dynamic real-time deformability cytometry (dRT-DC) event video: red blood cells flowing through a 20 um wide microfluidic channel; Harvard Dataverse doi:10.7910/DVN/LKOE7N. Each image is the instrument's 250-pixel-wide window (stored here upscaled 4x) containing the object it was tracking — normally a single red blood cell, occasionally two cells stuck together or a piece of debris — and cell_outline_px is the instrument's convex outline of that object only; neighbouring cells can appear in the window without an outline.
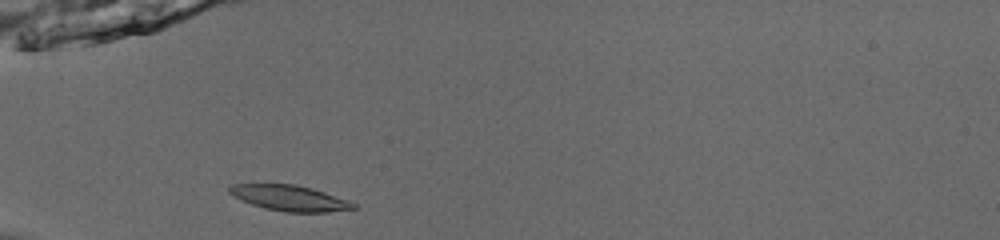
{"species": "common noctule bat (a hibernating species)", "species_latin": "Nyctalus noctula", "temperature_condition": "room temperature", "stored_images_in_passage": 35, "camera_frame_rate_fps": 3000, "um_per_image_px": 0.085, "animal": {"sex": "male", "body_mass_g": 13.0, "forearm_length_mm": 53.1}, "frame": {"image": 1, "passage_image": 1, "time_ms": 0.0, "image_size_px": [1000, 240], "cell_outline_px": [[356, 208], [328, 212], [284, 212], [264, 208], [252, 204], [228, 192], [228, 188], [232, 184], [296, 184], [312, 188], [348, 200], [356, 204]], "centroid_in_image_um": [24.64, 16.83], "position_along_channel_um": 60.4, "area_um2": 18.32}}
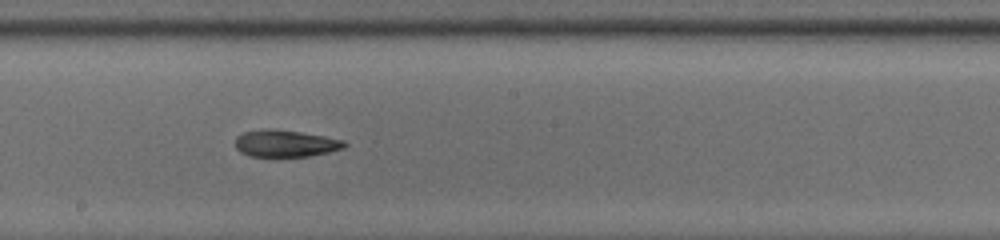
{"frame": {"image": 2, "passage_image": 14, "time_ms": 4.333, "image_size_px": [1000, 240], "cell_outline_px": [[348, 144], [344, 148], [328, 152], [308, 156], [248, 156], [240, 152], [236, 148], [236, 136], [244, 132], [268, 128], [300, 132], [324, 136], [344, 140]], "centroid_in_image_um": [24.26, 12.19], "position_along_channel_um": 223.9, "area_um2": 17.05}}
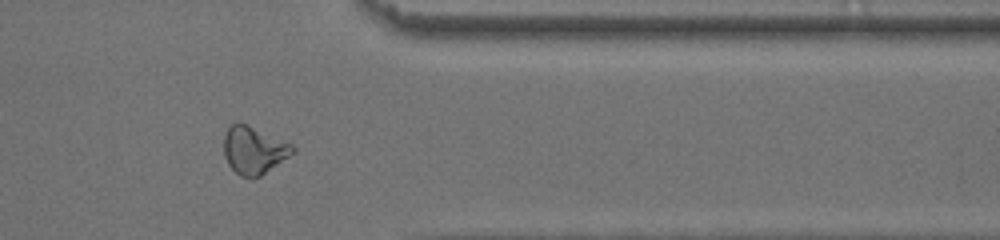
{"frame": {"image": 3, "passage_image": 27, "time_ms": 8.667, "image_size_px": [1000, 240], "cell_outline_px": [[296, 152], [260, 176], [252, 180], [248, 180], [240, 176], [228, 164], [224, 156], [224, 136], [228, 128], [236, 120], [248, 124], [292, 144], [296, 148]], "centroid_in_image_um": [21.57, 12.77], "position_along_channel_um": 389.8, "area_um2": 19.42}, "authors_computed_cell_mechanics": {"area_um2": 17.7446, "velocity_mm_per_s": 3.9503, "shape_relaxation_time_tau1_ms": null, "shape_relaxation_time_tau2_ms": 5.0911, "deformation_change_tau1": null, "deformation_change_tau2": 0.1351}}